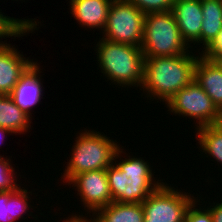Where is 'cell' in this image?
<instances>
[{
	"label": "cell",
	"mask_w": 222,
	"mask_h": 222,
	"mask_svg": "<svg viewBox=\"0 0 222 222\" xmlns=\"http://www.w3.org/2000/svg\"><path fill=\"white\" fill-rule=\"evenodd\" d=\"M201 8V43L205 49L222 29V0H201Z\"/></svg>",
	"instance_id": "17"
},
{
	"label": "cell",
	"mask_w": 222,
	"mask_h": 222,
	"mask_svg": "<svg viewBox=\"0 0 222 222\" xmlns=\"http://www.w3.org/2000/svg\"><path fill=\"white\" fill-rule=\"evenodd\" d=\"M128 157L106 168L111 197L118 203H143L164 182L153 181L152 169L144 159Z\"/></svg>",
	"instance_id": "2"
},
{
	"label": "cell",
	"mask_w": 222,
	"mask_h": 222,
	"mask_svg": "<svg viewBox=\"0 0 222 222\" xmlns=\"http://www.w3.org/2000/svg\"><path fill=\"white\" fill-rule=\"evenodd\" d=\"M9 158L4 159L0 155V191H16L19 187L17 185L14 174V169L10 165Z\"/></svg>",
	"instance_id": "21"
},
{
	"label": "cell",
	"mask_w": 222,
	"mask_h": 222,
	"mask_svg": "<svg viewBox=\"0 0 222 222\" xmlns=\"http://www.w3.org/2000/svg\"><path fill=\"white\" fill-rule=\"evenodd\" d=\"M113 0H70L71 14L81 26L104 31ZM103 28V29H102Z\"/></svg>",
	"instance_id": "14"
},
{
	"label": "cell",
	"mask_w": 222,
	"mask_h": 222,
	"mask_svg": "<svg viewBox=\"0 0 222 222\" xmlns=\"http://www.w3.org/2000/svg\"><path fill=\"white\" fill-rule=\"evenodd\" d=\"M219 53H222V29L215 39L202 51V56L213 60Z\"/></svg>",
	"instance_id": "24"
},
{
	"label": "cell",
	"mask_w": 222,
	"mask_h": 222,
	"mask_svg": "<svg viewBox=\"0 0 222 222\" xmlns=\"http://www.w3.org/2000/svg\"><path fill=\"white\" fill-rule=\"evenodd\" d=\"M34 20V22H33ZM36 19H15L9 16H4L0 12V38L7 37H20L25 36L24 34L28 33L33 30L37 29V22ZM5 36V37H4ZM6 43L0 42V46Z\"/></svg>",
	"instance_id": "20"
},
{
	"label": "cell",
	"mask_w": 222,
	"mask_h": 222,
	"mask_svg": "<svg viewBox=\"0 0 222 222\" xmlns=\"http://www.w3.org/2000/svg\"><path fill=\"white\" fill-rule=\"evenodd\" d=\"M198 57L188 51L178 56L145 58L141 88L148 92L147 96L151 99L157 97V100L167 103L194 80V66Z\"/></svg>",
	"instance_id": "1"
},
{
	"label": "cell",
	"mask_w": 222,
	"mask_h": 222,
	"mask_svg": "<svg viewBox=\"0 0 222 222\" xmlns=\"http://www.w3.org/2000/svg\"><path fill=\"white\" fill-rule=\"evenodd\" d=\"M28 190L19 187L16 191H0V222H15L23 218L30 207ZM29 204V205H28Z\"/></svg>",
	"instance_id": "16"
},
{
	"label": "cell",
	"mask_w": 222,
	"mask_h": 222,
	"mask_svg": "<svg viewBox=\"0 0 222 222\" xmlns=\"http://www.w3.org/2000/svg\"><path fill=\"white\" fill-rule=\"evenodd\" d=\"M194 80L222 113V69L200 54L194 66Z\"/></svg>",
	"instance_id": "13"
},
{
	"label": "cell",
	"mask_w": 222,
	"mask_h": 222,
	"mask_svg": "<svg viewBox=\"0 0 222 222\" xmlns=\"http://www.w3.org/2000/svg\"><path fill=\"white\" fill-rule=\"evenodd\" d=\"M32 117L16 106L10 95H0V126L12 133L27 132Z\"/></svg>",
	"instance_id": "18"
},
{
	"label": "cell",
	"mask_w": 222,
	"mask_h": 222,
	"mask_svg": "<svg viewBox=\"0 0 222 222\" xmlns=\"http://www.w3.org/2000/svg\"><path fill=\"white\" fill-rule=\"evenodd\" d=\"M222 202V200H221ZM212 214L213 222H222V203H216V205L208 208Z\"/></svg>",
	"instance_id": "25"
},
{
	"label": "cell",
	"mask_w": 222,
	"mask_h": 222,
	"mask_svg": "<svg viewBox=\"0 0 222 222\" xmlns=\"http://www.w3.org/2000/svg\"><path fill=\"white\" fill-rule=\"evenodd\" d=\"M190 47L182 39L171 10L145 15L141 45L145 58L183 55Z\"/></svg>",
	"instance_id": "5"
},
{
	"label": "cell",
	"mask_w": 222,
	"mask_h": 222,
	"mask_svg": "<svg viewBox=\"0 0 222 222\" xmlns=\"http://www.w3.org/2000/svg\"><path fill=\"white\" fill-rule=\"evenodd\" d=\"M173 188L163 183L144 200V222H184L188 207L198 199Z\"/></svg>",
	"instance_id": "8"
},
{
	"label": "cell",
	"mask_w": 222,
	"mask_h": 222,
	"mask_svg": "<svg viewBox=\"0 0 222 222\" xmlns=\"http://www.w3.org/2000/svg\"><path fill=\"white\" fill-rule=\"evenodd\" d=\"M33 63L10 44L0 46V95H9Z\"/></svg>",
	"instance_id": "11"
},
{
	"label": "cell",
	"mask_w": 222,
	"mask_h": 222,
	"mask_svg": "<svg viewBox=\"0 0 222 222\" xmlns=\"http://www.w3.org/2000/svg\"><path fill=\"white\" fill-rule=\"evenodd\" d=\"M79 135L76 137L71 159L67 162L62 176L66 183L80 173L106 169L115 159L121 157L120 154L123 152L116 142L100 132L85 130Z\"/></svg>",
	"instance_id": "4"
},
{
	"label": "cell",
	"mask_w": 222,
	"mask_h": 222,
	"mask_svg": "<svg viewBox=\"0 0 222 222\" xmlns=\"http://www.w3.org/2000/svg\"><path fill=\"white\" fill-rule=\"evenodd\" d=\"M101 73L113 84L126 87L139 86L144 79L145 57L141 47L121 44L101 38L96 45ZM115 82V83H114Z\"/></svg>",
	"instance_id": "3"
},
{
	"label": "cell",
	"mask_w": 222,
	"mask_h": 222,
	"mask_svg": "<svg viewBox=\"0 0 222 222\" xmlns=\"http://www.w3.org/2000/svg\"><path fill=\"white\" fill-rule=\"evenodd\" d=\"M168 111L196 119L197 127L222 123V113L195 80L178 91L167 103ZM199 124V125H198Z\"/></svg>",
	"instance_id": "7"
},
{
	"label": "cell",
	"mask_w": 222,
	"mask_h": 222,
	"mask_svg": "<svg viewBox=\"0 0 222 222\" xmlns=\"http://www.w3.org/2000/svg\"><path fill=\"white\" fill-rule=\"evenodd\" d=\"M145 15L149 13L166 12L172 9L175 0H128Z\"/></svg>",
	"instance_id": "22"
},
{
	"label": "cell",
	"mask_w": 222,
	"mask_h": 222,
	"mask_svg": "<svg viewBox=\"0 0 222 222\" xmlns=\"http://www.w3.org/2000/svg\"><path fill=\"white\" fill-rule=\"evenodd\" d=\"M38 65L37 62H34L20 77L13 91L9 94L16 106L29 116H32L30 111L43 96V86H41L39 77L41 71Z\"/></svg>",
	"instance_id": "12"
},
{
	"label": "cell",
	"mask_w": 222,
	"mask_h": 222,
	"mask_svg": "<svg viewBox=\"0 0 222 222\" xmlns=\"http://www.w3.org/2000/svg\"><path fill=\"white\" fill-rule=\"evenodd\" d=\"M74 183V184H73ZM76 186L81 201L84 203V207L87 210L93 212V215L97 211L105 206H108L113 202L111 192L106 175V169L87 171L75 175L68 185Z\"/></svg>",
	"instance_id": "9"
},
{
	"label": "cell",
	"mask_w": 222,
	"mask_h": 222,
	"mask_svg": "<svg viewBox=\"0 0 222 222\" xmlns=\"http://www.w3.org/2000/svg\"><path fill=\"white\" fill-rule=\"evenodd\" d=\"M83 215H73L72 217H70L69 219H66V221L64 222H95L92 217L91 219H86L84 218V216L82 217Z\"/></svg>",
	"instance_id": "26"
},
{
	"label": "cell",
	"mask_w": 222,
	"mask_h": 222,
	"mask_svg": "<svg viewBox=\"0 0 222 222\" xmlns=\"http://www.w3.org/2000/svg\"><path fill=\"white\" fill-rule=\"evenodd\" d=\"M7 133H11V134H12V132H11L9 129H6V128H3V127L0 126V135H2L1 140L4 139L3 137H5V134H7ZM3 135H4V136H3ZM1 142H2V141H1Z\"/></svg>",
	"instance_id": "28"
},
{
	"label": "cell",
	"mask_w": 222,
	"mask_h": 222,
	"mask_svg": "<svg viewBox=\"0 0 222 222\" xmlns=\"http://www.w3.org/2000/svg\"><path fill=\"white\" fill-rule=\"evenodd\" d=\"M196 202V203H195ZM198 201H193L191 205L188 207L186 213L184 222H213L212 214L209 209L204 208L201 210V207H196L195 204H197Z\"/></svg>",
	"instance_id": "23"
},
{
	"label": "cell",
	"mask_w": 222,
	"mask_h": 222,
	"mask_svg": "<svg viewBox=\"0 0 222 222\" xmlns=\"http://www.w3.org/2000/svg\"><path fill=\"white\" fill-rule=\"evenodd\" d=\"M171 11L180 35L187 45L190 46L191 42L201 44L203 22L201 0H175Z\"/></svg>",
	"instance_id": "10"
},
{
	"label": "cell",
	"mask_w": 222,
	"mask_h": 222,
	"mask_svg": "<svg viewBox=\"0 0 222 222\" xmlns=\"http://www.w3.org/2000/svg\"><path fill=\"white\" fill-rule=\"evenodd\" d=\"M212 61L222 69V53H219Z\"/></svg>",
	"instance_id": "27"
},
{
	"label": "cell",
	"mask_w": 222,
	"mask_h": 222,
	"mask_svg": "<svg viewBox=\"0 0 222 222\" xmlns=\"http://www.w3.org/2000/svg\"><path fill=\"white\" fill-rule=\"evenodd\" d=\"M201 150L222 165V123L196 128Z\"/></svg>",
	"instance_id": "19"
},
{
	"label": "cell",
	"mask_w": 222,
	"mask_h": 222,
	"mask_svg": "<svg viewBox=\"0 0 222 222\" xmlns=\"http://www.w3.org/2000/svg\"><path fill=\"white\" fill-rule=\"evenodd\" d=\"M97 212L95 222H144L142 203L112 202Z\"/></svg>",
	"instance_id": "15"
},
{
	"label": "cell",
	"mask_w": 222,
	"mask_h": 222,
	"mask_svg": "<svg viewBox=\"0 0 222 222\" xmlns=\"http://www.w3.org/2000/svg\"><path fill=\"white\" fill-rule=\"evenodd\" d=\"M145 14L128 0H113L103 39L141 47Z\"/></svg>",
	"instance_id": "6"
}]
</instances>
